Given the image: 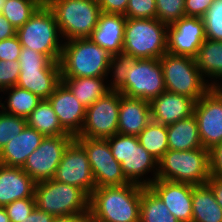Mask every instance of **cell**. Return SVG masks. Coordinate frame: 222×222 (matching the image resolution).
<instances>
[{"label":"cell","instance_id":"1","mask_svg":"<svg viewBox=\"0 0 222 222\" xmlns=\"http://www.w3.org/2000/svg\"><path fill=\"white\" fill-rule=\"evenodd\" d=\"M141 186L95 188L89 199V215L100 222H140Z\"/></svg>","mask_w":222,"mask_h":222},{"label":"cell","instance_id":"2","mask_svg":"<svg viewBox=\"0 0 222 222\" xmlns=\"http://www.w3.org/2000/svg\"><path fill=\"white\" fill-rule=\"evenodd\" d=\"M111 54L90 38L63 42L61 77H107Z\"/></svg>","mask_w":222,"mask_h":222},{"label":"cell","instance_id":"3","mask_svg":"<svg viewBox=\"0 0 222 222\" xmlns=\"http://www.w3.org/2000/svg\"><path fill=\"white\" fill-rule=\"evenodd\" d=\"M107 141L129 183L148 187L157 179L158 161L139 143L138 136L117 133Z\"/></svg>","mask_w":222,"mask_h":222},{"label":"cell","instance_id":"4","mask_svg":"<svg viewBox=\"0 0 222 222\" xmlns=\"http://www.w3.org/2000/svg\"><path fill=\"white\" fill-rule=\"evenodd\" d=\"M210 176V150L206 148L169 149L158 161L157 179L195 186L206 184Z\"/></svg>","mask_w":222,"mask_h":222},{"label":"cell","instance_id":"5","mask_svg":"<svg viewBox=\"0 0 222 222\" xmlns=\"http://www.w3.org/2000/svg\"><path fill=\"white\" fill-rule=\"evenodd\" d=\"M55 15L63 41L89 38L101 13L98 0H45Z\"/></svg>","mask_w":222,"mask_h":222},{"label":"cell","instance_id":"6","mask_svg":"<svg viewBox=\"0 0 222 222\" xmlns=\"http://www.w3.org/2000/svg\"><path fill=\"white\" fill-rule=\"evenodd\" d=\"M16 35L22 47L42 53L52 61H60L64 41L55 15L45 2L17 29Z\"/></svg>","mask_w":222,"mask_h":222},{"label":"cell","instance_id":"7","mask_svg":"<svg viewBox=\"0 0 222 222\" xmlns=\"http://www.w3.org/2000/svg\"><path fill=\"white\" fill-rule=\"evenodd\" d=\"M167 28L157 18H127L122 52L136 59H160L167 52Z\"/></svg>","mask_w":222,"mask_h":222},{"label":"cell","instance_id":"8","mask_svg":"<svg viewBox=\"0 0 222 222\" xmlns=\"http://www.w3.org/2000/svg\"><path fill=\"white\" fill-rule=\"evenodd\" d=\"M90 197L80 188L54 179L36 182L35 206L54 217L88 215Z\"/></svg>","mask_w":222,"mask_h":222},{"label":"cell","instance_id":"9","mask_svg":"<svg viewBox=\"0 0 222 222\" xmlns=\"http://www.w3.org/2000/svg\"><path fill=\"white\" fill-rule=\"evenodd\" d=\"M160 63L168 92L188 96L197 102L212 88L201 75L193 57L166 52Z\"/></svg>","mask_w":222,"mask_h":222},{"label":"cell","instance_id":"10","mask_svg":"<svg viewBox=\"0 0 222 222\" xmlns=\"http://www.w3.org/2000/svg\"><path fill=\"white\" fill-rule=\"evenodd\" d=\"M122 95L151 102L166 91L160 59H136L127 71Z\"/></svg>","mask_w":222,"mask_h":222},{"label":"cell","instance_id":"11","mask_svg":"<svg viewBox=\"0 0 222 222\" xmlns=\"http://www.w3.org/2000/svg\"><path fill=\"white\" fill-rule=\"evenodd\" d=\"M122 93L110 90L86 108L80 134L76 137L107 139L118 133V116Z\"/></svg>","mask_w":222,"mask_h":222},{"label":"cell","instance_id":"12","mask_svg":"<svg viewBox=\"0 0 222 222\" xmlns=\"http://www.w3.org/2000/svg\"><path fill=\"white\" fill-rule=\"evenodd\" d=\"M87 152L96 188L121 186L129 182L123 175L121 164L112 155L107 139L75 137Z\"/></svg>","mask_w":222,"mask_h":222},{"label":"cell","instance_id":"13","mask_svg":"<svg viewBox=\"0 0 222 222\" xmlns=\"http://www.w3.org/2000/svg\"><path fill=\"white\" fill-rule=\"evenodd\" d=\"M53 179L76 186L89 197L96 188L87 152L75 138L65 148Z\"/></svg>","mask_w":222,"mask_h":222},{"label":"cell","instance_id":"14","mask_svg":"<svg viewBox=\"0 0 222 222\" xmlns=\"http://www.w3.org/2000/svg\"><path fill=\"white\" fill-rule=\"evenodd\" d=\"M71 135L46 136L27 158L22 169L35 181L53 179Z\"/></svg>","mask_w":222,"mask_h":222},{"label":"cell","instance_id":"15","mask_svg":"<svg viewBox=\"0 0 222 222\" xmlns=\"http://www.w3.org/2000/svg\"><path fill=\"white\" fill-rule=\"evenodd\" d=\"M203 148L211 150L222 142V90L212 87L194 106Z\"/></svg>","mask_w":222,"mask_h":222},{"label":"cell","instance_id":"16","mask_svg":"<svg viewBox=\"0 0 222 222\" xmlns=\"http://www.w3.org/2000/svg\"><path fill=\"white\" fill-rule=\"evenodd\" d=\"M205 39V28L202 18L182 17L168 25L167 52L173 55L195 58Z\"/></svg>","mask_w":222,"mask_h":222},{"label":"cell","instance_id":"17","mask_svg":"<svg viewBox=\"0 0 222 222\" xmlns=\"http://www.w3.org/2000/svg\"><path fill=\"white\" fill-rule=\"evenodd\" d=\"M48 100L62 128L74 138L78 136L84 123L86 107L63 82L56 87Z\"/></svg>","mask_w":222,"mask_h":222},{"label":"cell","instance_id":"18","mask_svg":"<svg viewBox=\"0 0 222 222\" xmlns=\"http://www.w3.org/2000/svg\"><path fill=\"white\" fill-rule=\"evenodd\" d=\"M193 186L187 183L156 179L148 187L180 222H192Z\"/></svg>","mask_w":222,"mask_h":222},{"label":"cell","instance_id":"19","mask_svg":"<svg viewBox=\"0 0 222 222\" xmlns=\"http://www.w3.org/2000/svg\"><path fill=\"white\" fill-rule=\"evenodd\" d=\"M196 101L188 96L164 91L150 102L151 121L170 125L194 114Z\"/></svg>","mask_w":222,"mask_h":222},{"label":"cell","instance_id":"20","mask_svg":"<svg viewBox=\"0 0 222 222\" xmlns=\"http://www.w3.org/2000/svg\"><path fill=\"white\" fill-rule=\"evenodd\" d=\"M36 182L21 168L0 163V207L15 200L34 198Z\"/></svg>","mask_w":222,"mask_h":222},{"label":"cell","instance_id":"21","mask_svg":"<svg viewBox=\"0 0 222 222\" xmlns=\"http://www.w3.org/2000/svg\"><path fill=\"white\" fill-rule=\"evenodd\" d=\"M126 19L123 14L101 12L98 24L89 38L112 56L121 53Z\"/></svg>","mask_w":222,"mask_h":222},{"label":"cell","instance_id":"22","mask_svg":"<svg viewBox=\"0 0 222 222\" xmlns=\"http://www.w3.org/2000/svg\"><path fill=\"white\" fill-rule=\"evenodd\" d=\"M118 134L138 136L151 122L150 102L121 95Z\"/></svg>","mask_w":222,"mask_h":222},{"label":"cell","instance_id":"23","mask_svg":"<svg viewBox=\"0 0 222 222\" xmlns=\"http://www.w3.org/2000/svg\"><path fill=\"white\" fill-rule=\"evenodd\" d=\"M62 82L60 67L20 68L17 86L48 99Z\"/></svg>","mask_w":222,"mask_h":222},{"label":"cell","instance_id":"24","mask_svg":"<svg viewBox=\"0 0 222 222\" xmlns=\"http://www.w3.org/2000/svg\"><path fill=\"white\" fill-rule=\"evenodd\" d=\"M44 137L36 129L26 126L1 149L0 163L22 168L28 156L39 147Z\"/></svg>","mask_w":222,"mask_h":222},{"label":"cell","instance_id":"25","mask_svg":"<svg viewBox=\"0 0 222 222\" xmlns=\"http://www.w3.org/2000/svg\"><path fill=\"white\" fill-rule=\"evenodd\" d=\"M201 75L212 87L222 85V41L205 39L195 57Z\"/></svg>","mask_w":222,"mask_h":222},{"label":"cell","instance_id":"26","mask_svg":"<svg viewBox=\"0 0 222 222\" xmlns=\"http://www.w3.org/2000/svg\"><path fill=\"white\" fill-rule=\"evenodd\" d=\"M168 147L171 150H193L203 148L199 136L196 116L181 119L167 125Z\"/></svg>","mask_w":222,"mask_h":222},{"label":"cell","instance_id":"27","mask_svg":"<svg viewBox=\"0 0 222 222\" xmlns=\"http://www.w3.org/2000/svg\"><path fill=\"white\" fill-rule=\"evenodd\" d=\"M61 79L86 108L110 91L107 77H61Z\"/></svg>","mask_w":222,"mask_h":222},{"label":"cell","instance_id":"28","mask_svg":"<svg viewBox=\"0 0 222 222\" xmlns=\"http://www.w3.org/2000/svg\"><path fill=\"white\" fill-rule=\"evenodd\" d=\"M0 94V109L7 114L25 119L42 101L39 96L17 85L3 89Z\"/></svg>","mask_w":222,"mask_h":222},{"label":"cell","instance_id":"29","mask_svg":"<svg viewBox=\"0 0 222 222\" xmlns=\"http://www.w3.org/2000/svg\"><path fill=\"white\" fill-rule=\"evenodd\" d=\"M192 222H222V207L207 184L193 186Z\"/></svg>","mask_w":222,"mask_h":222},{"label":"cell","instance_id":"30","mask_svg":"<svg viewBox=\"0 0 222 222\" xmlns=\"http://www.w3.org/2000/svg\"><path fill=\"white\" fill-rule=\"evenodd\" d=\"M27 126L36 129L42 135H70L61 126L54 109L48 99H42L37 107L26 118Z\"/></svg>","mask_w":222,"mask_h":222},{"label":"cell","instance_id":"31","mask_svg":"<svg viewBox=\"0 0 222 222\" xmlns=\"http://www.w3.org/2000/svg\"><path fill=\"white\" fill-rule=\"evenodd\" d=\"M140 222H180L149 188L141 186Z\"/></svg>","mask_w":222,"mask_h":222},{"label":"cell","instance_id":"32","mask_svg":"<svg viewBox=\"0 0 222 222\" xmlns=\"http://www.w3.org/2000/svg\"><path fill=\"white\" fill-rule=\"evenodd\" d=\"M139 143L157 161L169 150L167 126L151 121L138 135Z\"/></svg>","mask_w":222,"mask_h":222},{"label":"cell","instance_id":"33","mask_svg":"<svg viewBox=\"0 0 222 222\" xmlns=\"http://www.w3.org/2000/svg\"><path fill=\"white\" fill-rule=\"evenodd\" d=\"M45 0H5L1 14L16 28L24 25Z\"/></svg>","mask_w":222,"mask_h":222},{"label":"cell","instance_id":"34","mask_svg":"<svg viewBox=\"0 0 222 222\" xmlns=\"http://www.w3.org/2000/svg\"><path fill=\"white\" fill-rule=\"evenodd\" d=\"M135 61L136 58L123 52L111 56L107 76L110 90L118 91L125 84L127 71Z\"/></svg>","mask_w":222,"mask_h":222},{"label":"cell","instance_id":"35","mask_svg":"<svg viewBox=\"0 0 222 222\" xmlns=\"http://www.w3.org/2000/svg\"><path fill=\"white\" fill-rule=\"evenodd\" d=\"M202 19L205 37L214 41H222V0H213Z\"/></svg>","mask_w":222,"mask_h":222},{"label":"cell","instance_id":"36","mask_svg":"<svg viewBox=\"0 0 222 222\" xmlns=\"http://www.w3.org/2000/svg\"><path fill=\"white\" fill-rule=\"evenodd\" d=\"M26 126L25 118L7 114L0 109V151L9 140L19 135Z\"/></svg>","mask_w":222,"mask_h":222},{"label":"cell","instance_id":"37","mask_svg":"<svg viewBox=\"0 0 222 222\" xmlns=\"http://www.w3.org/2000/svg\"><path fill=\"white\" fill-rule=\"evenodd\" d=\"M156 18L167 25L185 17V0H155Z\"/></svg>","mask_w":222,"mask_h":222},{"label":"cell","instance_id":"38","mask_svg":"<svg viewBox=\"0 0 222 222\" xmlns=\"http://www.w3.org/2000/svg\"><path fill=\"white\" fill-rule=\"evenodd\" d=\"M20 68L31 67H60L59 61H52L42 53L22 47L19 57Z\"/></svg>","mask_w":222,"mask_h":222},{"label":"cell","instance_id":"39","mask_svg":"<svg viewBox=\"0 0 222 222\" xmlns=\"http://www.w3.org/2000/svg\"><path fill=\"white\" fill-rule=\"evenodd\" d=\"M125 17L133 19L156 18L155 0H129Z\"/></svg>","mask_w":222,"mask_h":222},{"label":"cell","instance_id":"40","mask_svg":"<svg viewBox=\"0 0 222 222\" xmlns=\"http://www.w3.org/2000/svg\"><path fill=\"white\" fill-rule=\"evenodd\" d=\"M35 207L34 198L15 200L4 206L10 218V222H20L25 217L29 216Z\"/></svg>","mask_w":222,"mask_h":222},{"label":"cell","instance_id":"41","mask_svg":"<svg viewBox=\"0 0 222 222\" xmlns=\"http://www.w3.org/2000/svg\"><path fill=\"white\" fill-rule=\"evenodd\" d=\"M20 74L19 61L0 60V92L17 84Z\"/></svg>","mask_w":222,"mask_h":222},{"label":"cell","instance_id":"42","mask_svg":"<svg viewBox=\"0 0 222 222\" xmlns=\"http://www.w3.org/2000/svg\"><path fill=\"white\" fill-rule=\"evenodd\" d=\"M22 46L17 35L0 41V60L18 61Z\"/></svg>","mask_w":222,"mask_h":222},{"label":"cell","instance_id":"43","mask_svg":"<svg viewBox=\"0 0 222 222\" xmlns=\"http://www.w3.org/2000/svg\"><path fill=\"white\" fill-rule=\"evenodd\" d=\"M213 0H185V16L202 18Z\"/></svg>","mask_w":222,"mask_h":222},{"label":"cell","instance_id":"44","mask_svg":"<svg viewBox=\"0 0 222 222\" xmlns=\"http://www.w3.org/2000/svg\"><path fill=\"white\" fill-rule=\"evenodd\" d=\"M210 174L222 178V142L210 150Z\"/></svg>","mask_w":222,"mask_h":222},{"label":"cell","instance_id":"45","mask_svg":"<svg viewBox=\"0 0 222 222\" xmlns=\"http://www.w3.org/2000/svg\"><path fill=\"white\" fill-rule=\"evenodd\" d=\"M129 0H98L100 10L104 13L126 14Z\"/></svg>","mask_w":222,"mask_h":222},{"label":"cell","instance_id":"46","mask_svg":"<svg viewBox=\"0 0 222 222\" xmlns=\"http://www.w3.org/2000/svg\"><path fill=\"white\" fill-rule=\"evenodd\" d=\"M54 218L53 215L35 207L29 216L20 222H53Z\"/></svg>","mask_w":222,"mask_h":222},{"label":"cell","instance_id":"47","mask_svg":"<svg viewBox=\"0 0 222 222\" xmlns=\"http://www.w3.org/2000/svg\"><path fill=\"white\" fill-rule=\"evenodd\" d=\"M17 29L0 13V41L16 35Z\"/></svg>","mask_w":222,"mask_h":222},{"label":"cell","instance_id":"48","mask_svg":"<svg viewBox=\"0 0 222 222\" xmlns=\"http://www.w3.org/2000/svg\"><path fill=\"white\" fill-rule=\"evenodd\" d=\"M206 184L212 190L217 203L222 207V178L210 176Z\"/></svg>","mask_w":222,"mask_h":222},{"label":"cell","instance_id":"49","mask_svg":"<svg viewBox=\"0 0 222 222\" xmlns=\"http://www.w3.org/2000/svg\"><path fill=\"white\" fill-rule=\"evenodd\" d=\"M88 215H72L55 217L53 222H85Z\"/></svg>","mask_w":222,"mask_h":222},{"label":"cell","instance_id":"50","mask_svg":"<svg viewBox=\"0 0 222 222\" xmlns=\"http://www.w3.org/2000/svg\"><path fill=\"white\" fill-rule=\"evenodd\" d=\"M0 222H10V218L4 207H0Z\"/></svg>","mask_w":222,"mask_h":222},{"label":"cell","instance_id":"51","mask_svg":"<svg viewBox=\"0 0 222 222\" xmlns=\"http://www.w3.org/2000/svg\"><path fill=\"white\" fill-rule=\"evenodd\" d=\"M85 222H100V221L92 218V217L88 214V216H87L86 219H85Z\"/></svg>","mask_w":222,"mask_h":222},{"label":"cell","instance_id":"52","mask_svg":"<svg viewBox=\"0 0 222 222\" xmlns=\"http://www.w3.org/2000/svg\"><path fill=\"white\" fill-rule=\"evenodd\" d=\"M4 3H5V0H0V12H1L2 8H3Z\"/></svg>","mask_w":222,"mask_h":222}]
</instances>
